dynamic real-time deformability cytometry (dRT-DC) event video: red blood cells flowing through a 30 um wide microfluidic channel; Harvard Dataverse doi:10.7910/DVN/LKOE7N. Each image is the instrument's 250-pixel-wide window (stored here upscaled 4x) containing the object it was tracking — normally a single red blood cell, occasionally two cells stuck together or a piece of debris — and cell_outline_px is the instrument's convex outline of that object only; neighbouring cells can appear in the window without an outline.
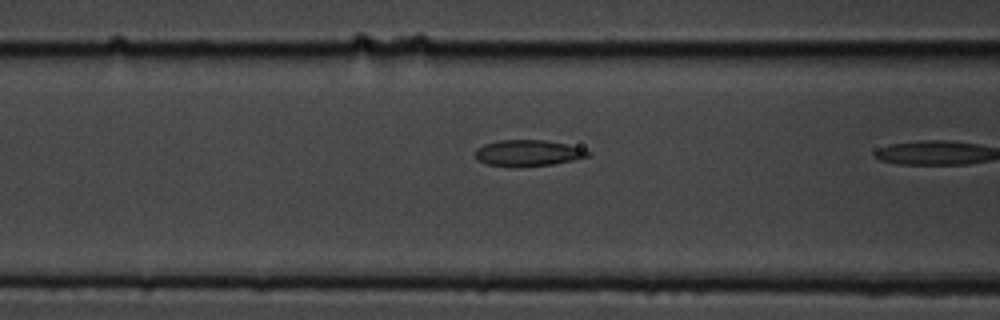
{"species": "common noctule bat (a hibernating species)", "species_latin": "Nyctalus noctula", "temperature_condition": "cold", "stored_images_in_passage": 17, "camera_frame_rate_fps": 3000, "um_per_image_px": 0.085, "animal": {"sex": "male", "body_mass_g": 19.5, "forearm_length_mm": 54.6}, "frame": {"image": 1, "passage_image": 15, "time_ms": 4.667, "image_size_px": [1000, 320], "cell_outline_px": [[592, 152], [588, 156], [572, 160], [552, 164], [508, 168], [488, 164], [476, 160], [476, 148], [484, 144], [500, 140], [544, 140], [568, 144]], "centroid_in_image_um": [44.84, 13.01], "position_along_channel_um": 121.8, "area_um2": 17.28}}